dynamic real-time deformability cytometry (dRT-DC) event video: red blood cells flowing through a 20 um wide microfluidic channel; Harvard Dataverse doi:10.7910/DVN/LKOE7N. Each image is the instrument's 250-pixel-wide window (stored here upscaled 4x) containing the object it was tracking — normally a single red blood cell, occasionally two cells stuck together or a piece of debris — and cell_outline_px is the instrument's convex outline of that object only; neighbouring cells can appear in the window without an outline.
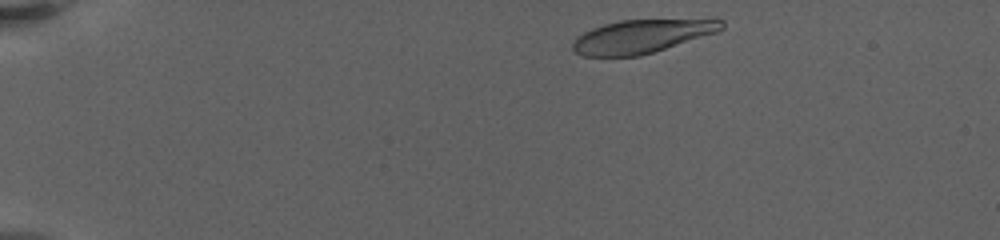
{"species": "human", "species_latin": "Homo sapiens", "temperature_condition": "warm", "stored_images_in_passage": 37, "camera_frame_rate_fps": 3000, "um_per_image_px": 0.085, "donor": {"sex": "female"}, "frame": {"image": 1, "passage_image": 2, "time_ms": 0.333, "image_size_px": [1000, 240], "cell_outline_px": [[724, 28], [716, 32], [640, 56], [580, 56], [572, 48], [572, 44], [576, 36], [592, 28], [604, 24], [620, 20], [716, 16], [724, 20]], "centroid_in_image_um": [54.67, 3.02], "position_along_channel_um": 30.3, "area_um2": 30.0}}
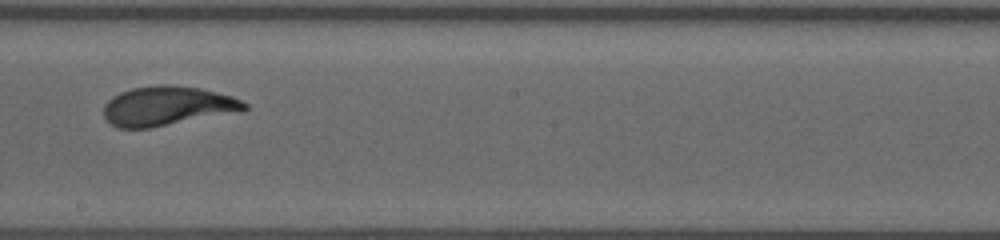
{"frame": {"image": 2, "passage_image": 21, "time_ms": 9.333, "image_size_px": [1000, 240], "cell_outline_px": [[248, 108], [240, 112], [148, 128], [116, 128], [104, 116], [104, 104], [112, 96], [120, 92], [132, 88], [156, 84], [168, 84], [200, 88], [232, 96], [248, 104]], "centroid_in_image_um": [14.22, 9.0], "position_along_channel_um": 234.0, "area_um2": 32.37}}
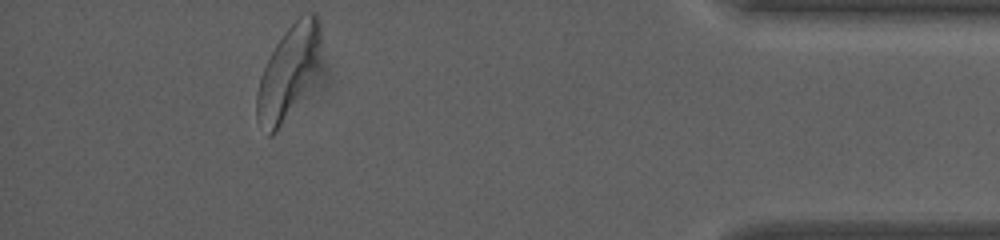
{"frame": {"image": 3, "passage_image": 37, "time_ms": 16.0, "image_size_px": [1000, 240], "cell_outline_px": [[320, 68], [312, 84], [276, 132], [272, 136], [268, 136], [256, 120], [256, 92], [260, 76], [276, 44], [284, 32], [304, 12], [316, 12], [320, 16]], "centroid_in_image_um": [24.54, 6.14], "position_along_channel_um": 410.7, "area_um2": 35.2}, "authors_computed_cell_mechanics": {"area_um2": 32.0212, "velocity_mm_per_s": 3.2884, "shape_relaxation_time_tau1_ms": 3.8075, "shape_relaxation_time_tau2_ms": null, "deformation_change_tau1": 0.1849, "deformation_change_tau2": null}}